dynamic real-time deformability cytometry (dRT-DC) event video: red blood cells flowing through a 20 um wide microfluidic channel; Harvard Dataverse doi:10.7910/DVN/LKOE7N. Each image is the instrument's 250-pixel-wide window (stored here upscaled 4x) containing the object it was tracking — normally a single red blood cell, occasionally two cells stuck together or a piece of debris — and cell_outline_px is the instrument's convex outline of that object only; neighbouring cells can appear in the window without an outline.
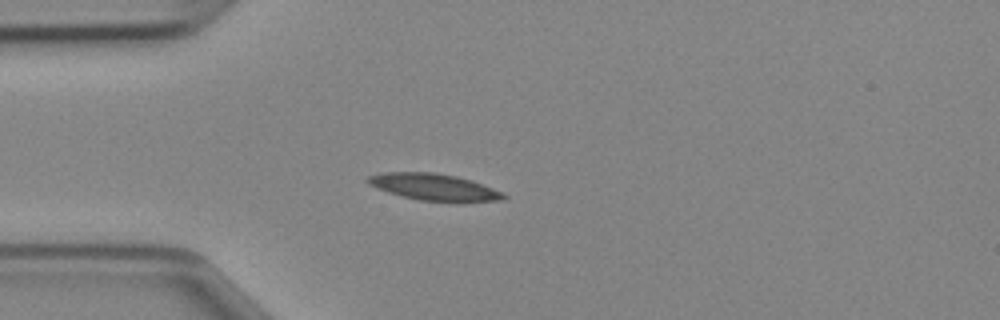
{"species": "Egyptian fruit bat (a non-hibernating species)", "species_latin": "Rousettus aegyptiacus", "temperature_condition": "cold", "stored_images_in_passage": 36, "camera_frame_rate_fps": 3000, "um_per_image_px": 0.085, "animal": {"sex": "female"}, "frame": {"image": 1, "passage_image": 1, "time_ms": 0.0, "image_size_px": [1000, 320], "cell_outline_px": [[508, 196], [504, 200], [420, 200], [388, 192], [376, 188], [368, 184], [364, 180], [368, 176], [380, 172], [432, 172], [456, 176], [472, 180], [504, 192]], "centroid_in_image_um": [36.83, 15.86], "position_along_channel_um": 48.2, "area_um2": 20.69}}
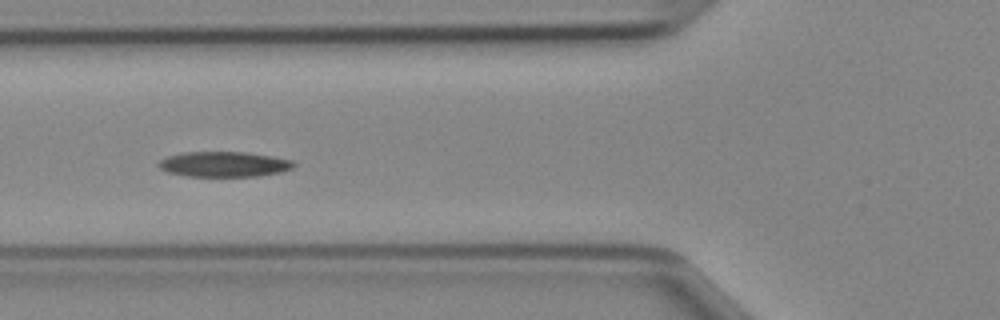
{"frame": {"image": 2, "passage_image": 6, "time_ms": 1.667, "image_size_px": [1000, 320], "cell_outline_px": [[296, 164], [292, 168], [280, 172], [256, 176], [188, 176], [168, 172], [160, 168], [156, 164], [160, 160], [168, 156], [184, 152], [248, 152], [272, 156], [292, 160]], "centroid_in_image_um": [19.04, 13.95], "position_along_channel_um": 106.8, "area_um2": 19.83}}
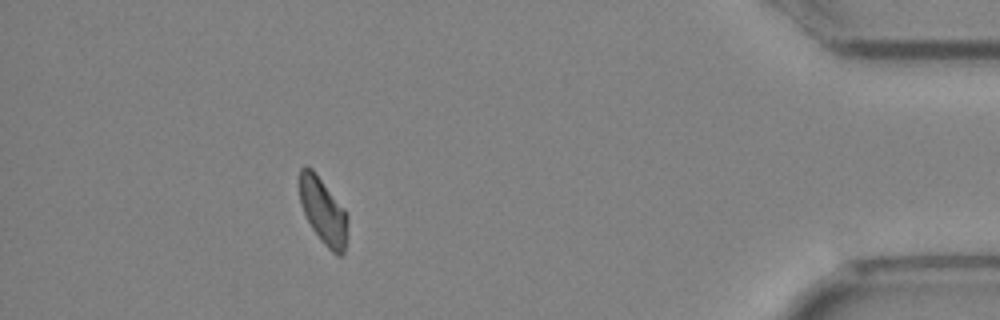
{"frame": {"image": 3, "passage_image": 31, "time_ms": 10.0, "image_size_px": [1000, 320], "cell_outline_px": [[348, 220], [344, 252], [340, 256], [336, 256], [320, 240], [312, 228], [300, 204], [300, 168], [304, 164], [312, 168], [344, 208], [348, 216]], "centroid_in_image_um": [27.47, 17.94], "position_along_channel_um": 407.7, "area_um2": 18.5}}